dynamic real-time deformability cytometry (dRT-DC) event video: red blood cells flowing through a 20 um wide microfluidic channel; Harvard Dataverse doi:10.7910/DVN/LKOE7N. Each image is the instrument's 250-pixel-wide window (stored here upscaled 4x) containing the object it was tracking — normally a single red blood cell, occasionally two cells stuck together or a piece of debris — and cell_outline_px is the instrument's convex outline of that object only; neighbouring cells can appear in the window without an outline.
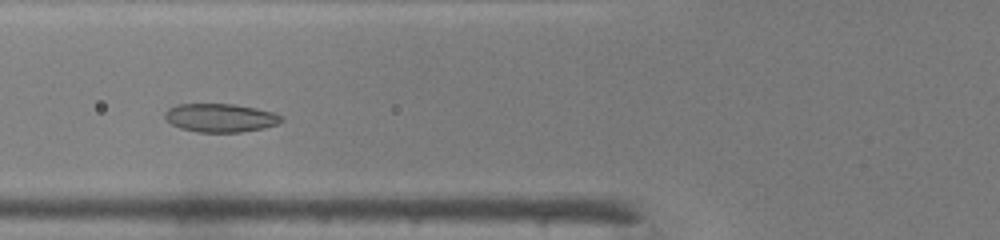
{"species": "common noctule bat (a hibernating species)", "species_latin": "Nyctalus noctula", "temperature_condition": "warm", "stored_images_in_passage": 41, "camera_frame_rate_fps": 3000, "um_per_image_px": 0.085, "animal": {"sex": "male", "body_mass_g": 19.0, "forearm_length_mm": 50.8}, "frame": {"image": 1, "passage_image": 12, "time_ms": 3.667, "image_size_px": [1000, 240], "cell_outline_px": [[284, 120], [276, 124], [264, 128], [240, 132], [196, 132], [180, 128], [172, 124], [164, 116], [164, 112], [168, 108], [176, 104], [232, 104], [256, 108], [272, 112], [284, 116]], "centroid_in_image_um": [18.73, 10.01], "position_along_channel_um": 107.1, "area_um2": 19.36}}
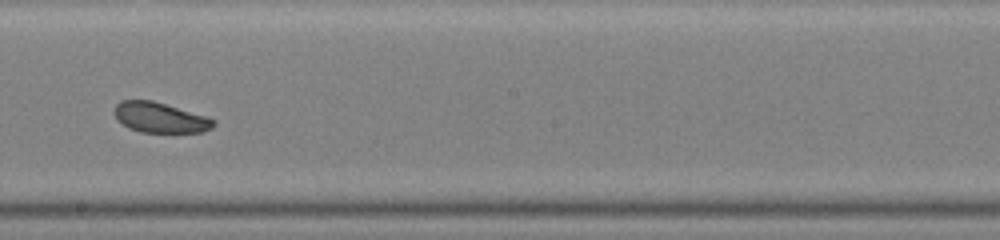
{"frame": {"image": 2, "passage_image": 21, "time_ms": 6.667, "image_size_px": [1000, 240], "cell_outline_px": [[216, 124], [212, 128], [200, 132], [140, 132], [128, 128], [116, 120], [116, 104], [120, 100], [152, 100], [208, 116], [216, 120]], "centroid_in_image_um": [13.63, 9.99], "position_along_channel_um": 234.6, "area_um2": 17.57}}
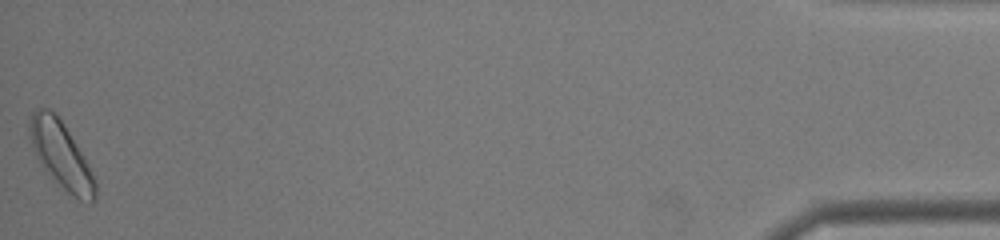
{"frame": {"image": 3, "passage_image": 41, "time_ms": 13.333, "image_size_px": [1000, 240], "cell_outline_px": [[96, 200], [80, 200], [68, 192], [44, 168], [36, 156], [32, 148], [28, 136], [28, 120], [32, 112], [36, 108], [48, 108], [56, 112], [88, 164], [96, 180]], "centroid_in_image_um": [5.15, 13.1], "position_along_channel_um": 430.1, "area_um2": 25.09}, "authors_computed_cell_mechanics": {"area_um2": 19.8832, "velocity_mm_per_s": 4.2704, "shape_relaxation_time_tau1_ms": 3.6677, "shape_relaxation_time_tau2_ms": 4.7304, "deformation_change_tau1": 0.0914, "deformation_change_tau2": 0.1087}}